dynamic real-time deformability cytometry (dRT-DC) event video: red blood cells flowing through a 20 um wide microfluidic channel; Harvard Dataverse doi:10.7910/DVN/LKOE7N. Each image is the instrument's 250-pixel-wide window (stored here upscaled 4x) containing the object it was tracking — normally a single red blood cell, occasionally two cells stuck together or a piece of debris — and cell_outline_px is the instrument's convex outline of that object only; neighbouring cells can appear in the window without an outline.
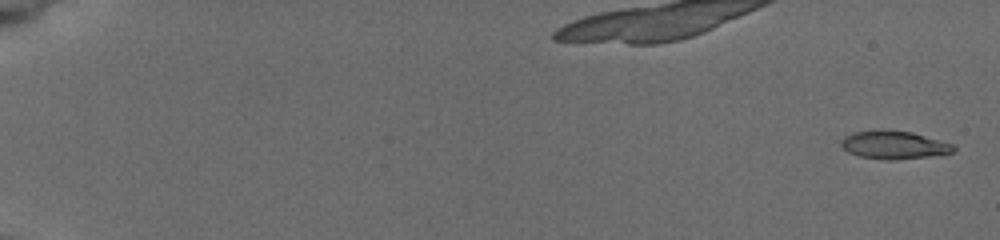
{"species": "common noctule bat (a hibernating species)", "species_latin": "Nyctalus noctula", "temperature_condition": "cold", "stored_images_in_passage": 88, "camera_frame_rate_fps": 3000, "um_per_image_px": 0.085, "animal": {"sex": "female", "body_mass_g": 19.5, "forearm_length_mm": 54.1}, "frame": {"image": 1, "passage_image": 1, "time_ms": 0.0, "image_size_px": [1000, 240], "cell_outline_px": [[956, 148], [952, 152], [928, 156], [896, 160], [884, 160], [860, 156], [848, 152], [840, 144], [840, 140], [844, 136], [852, 132], [912, 132], [952, 144]], "centroid_in_image_um": [75.96, 12.35], "position_along_channel_um": 9.0, "area_um2": 17.69}}
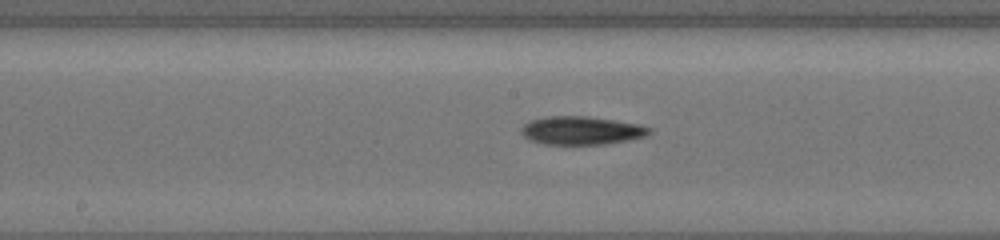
{"frame": {"image": 2, "passage_image": 42, "time_ms": 10.0, "image_size_px": [1000, 240], "cell_outline_px": [[652, 132], [644, 136], [628, 140], [604, 144], [544, 144], [528, 140], [520, 132], [520, 128], [524, 124], [532, 120], [548, 116], [584, 116], [612, 120], [636, 124], [652, 128]], "centroid_in_image_um": [49.37, 11.1], "position_along_channel_um": 198.8, "area_um2": 20.92}}
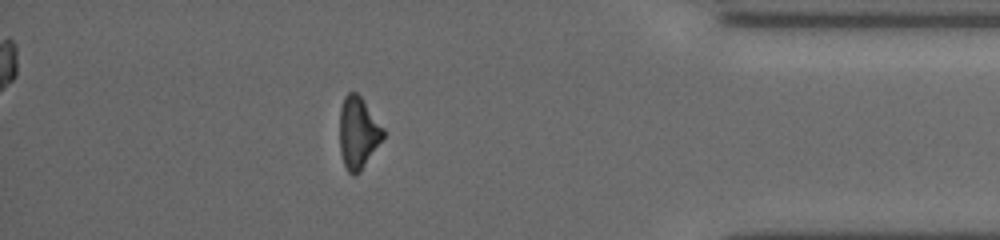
{"frame": {"image": 3, "passage_image": 76, "time_ms": 16.0, "image_size_px": [1000, 240], "cell_outline_px": [[384, 136], [360, 172], [352, 176], [348, 172], [344, 164], [340, 152], [340, 108], [344, 96], [348, 92], [356, 92], [360, 96], [384, 128]], "centroid_in_image_um": [30.42, 11.28], "position_along_channel_um": 404.8, "area_um2": 18.09}, "authors_computed_cell_mechanics": {"area_um2": 18.9006, "velocity_mm_per_s": 3.9003, "shape_relaxation_time_tau1_ms": 4.4118, "shape_relaxation_time_tau2_ms": null, "deformation_change_tau1": 0.1255, "deformation_change_tau2": null}}